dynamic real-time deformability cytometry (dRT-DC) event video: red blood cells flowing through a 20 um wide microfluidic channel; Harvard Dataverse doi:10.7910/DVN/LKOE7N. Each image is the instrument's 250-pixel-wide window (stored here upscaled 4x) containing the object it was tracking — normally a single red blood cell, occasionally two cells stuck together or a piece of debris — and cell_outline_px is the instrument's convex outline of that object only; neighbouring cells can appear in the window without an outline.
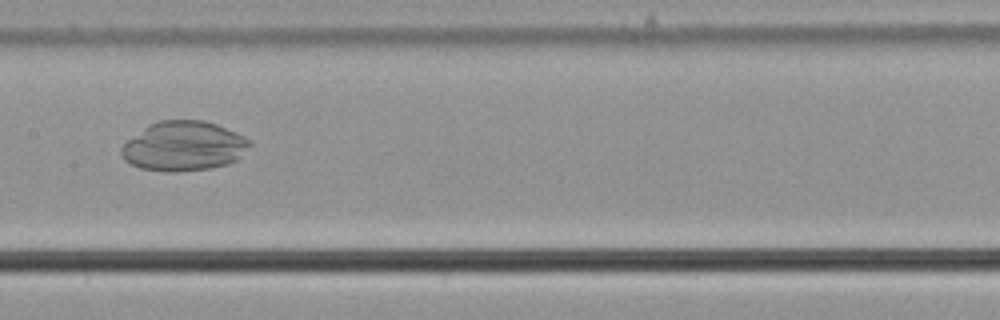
{"species": "common noctule bat (a hibernating species)", "species_latin": "Nyctalus noctula", "temperature_condition": "cold", "stored_images_in_passage": 55, "camera_frame_rate_fps": 3000, "um_per_image_px": 0.085, "animal": {"sex": "male", "body_mass_g": 21.5, "forearm_length_mm": 52.0}, "frame": {"image": 1, "passage_image": 28, "time_ms": 9.0, "image_size_px": [1000, 320], "cell_outline_px": [[252, 144], [236, 160], [228, 164], [212, 168], [180, 172], [168, 172], [140, 168], [124, 160], [120, 156], [120, 148], [128, 140], [148, 124], [160, 120], [204, 120], [216, 124], [236, 132], [252, 140]], "centroid_in_image_um": [15.62, 12.42], "position_along_channel_um": 191.8, "area_um2": 37.34}}
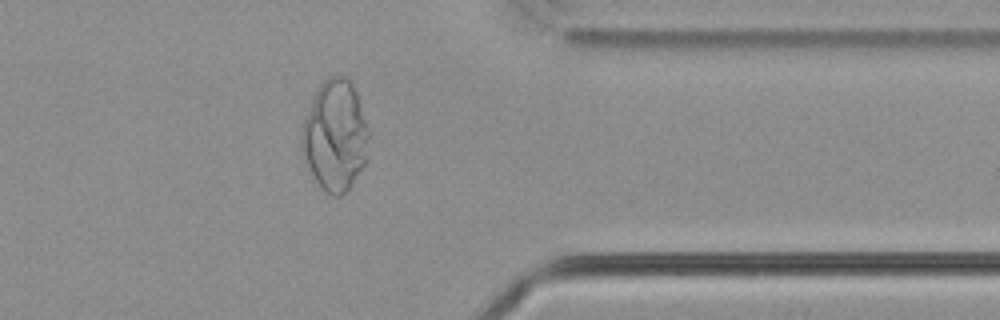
{"frame": {"image": 2, "passage_image": 44, "time_ms": 14.333, "image_size_px": [1000, 320], "cell_outline_px": [[372, 136], [364, 164], [352, 184], [340, 196], [332, 196], [320, 188], [300, 152], [300, 136], [304, 120], [312, 100], [320, 84], [328, 76], [344, 76], [352, 84], [356, 92], [372, 132]], "centroid_in_image_um": [28.5, 11.54], "position_along_channel_um": 382.9, "area_um2": 43.87}}
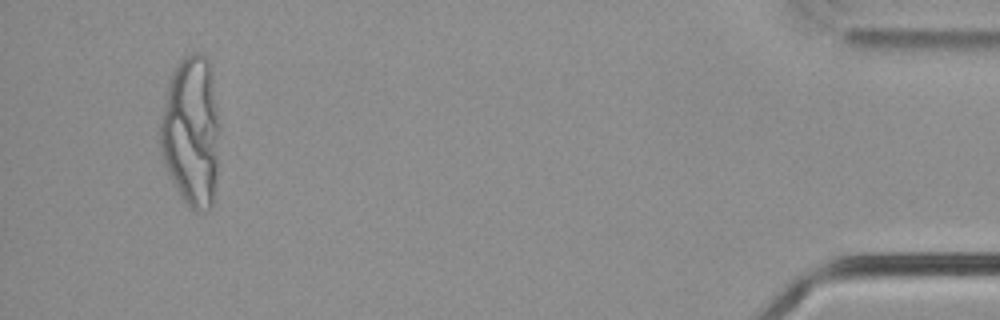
{"frame": {"image": 3, "passage_image": 52, "time_ms": 17.0, "image_size_px": [1000, 320], "cell_outline_px": [[216, 176], [212, 204], [208, 212], [196, 212], [180, 196], [168, 176], [160, 152], [160, 116], [168, 80], [176, 64], [184, 56], [192, 52], [200, 52], [208, 56], [212, 68], [216, 104]], "centroid_in_image_um": [16.2, 11.12], "position_along_channel_um": 419.0, "area_um2": 52.25}}